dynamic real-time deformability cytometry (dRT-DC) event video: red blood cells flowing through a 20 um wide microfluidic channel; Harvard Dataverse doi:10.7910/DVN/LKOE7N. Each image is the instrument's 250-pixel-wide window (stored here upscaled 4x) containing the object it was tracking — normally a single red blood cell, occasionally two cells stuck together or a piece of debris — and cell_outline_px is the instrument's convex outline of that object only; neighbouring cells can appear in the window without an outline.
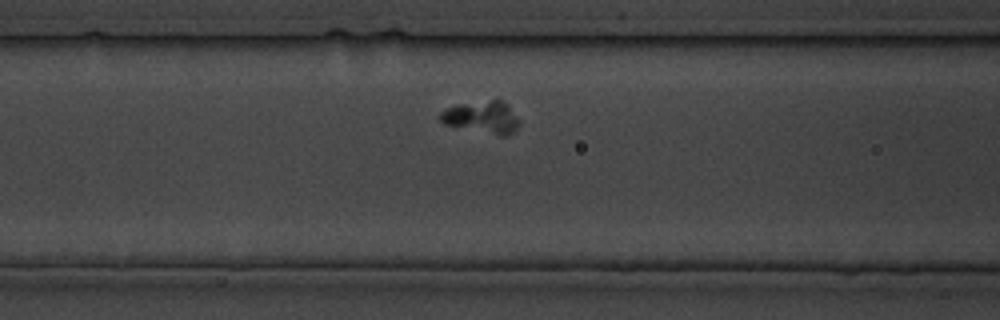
{"species": "common noctule bat (a hibernating species)", "species_latin": "Nyctalus noctula", "temperature_condition": "cold", "stored_images_in_passage": 27, "segment_of_instrument_passage": [2, 2], "camera_frame_rate_fps": 3000, "um_per_image_px": 0.085, "animal": {"sex": "male", "body_mass_g": 19.5, "forearm_length_mm": 54.6}, "frame": {"image": 1, "passage_image": 8, "time_ms": 8.667, "image_size_px": [1000, 320], "cell_outline_px": [[520, 124], [516, 132], [508, 136], [500, 136], [444, 124], [440, 120], [440, 112], [448, 108], [460, 104], [492, 100], [500, 100], [508, 104], [520, 120]], "centroid_in_image_um": [41.05, 9.99], "position_along_channel_um": 125.5, "area_um2": 14.91}}
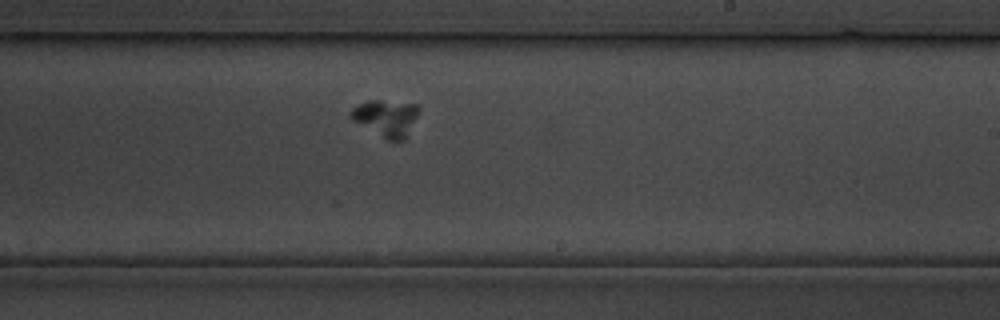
{"frame": {"image": 2, "passage_image": 15, "time_ms": 17.667, "image_size_px": [1000, 320], "cell_outline_px": [[420, 108], [404, 140], [384, 140], [352, 120], [348, 116], [348, 112], [352, 108], [368, 100], [380, 100], [416, 104]], "centroid_in_image_um": [32.76, 10.03], "position_along_channel_um": 256.2, "area_um2": 14.57}}
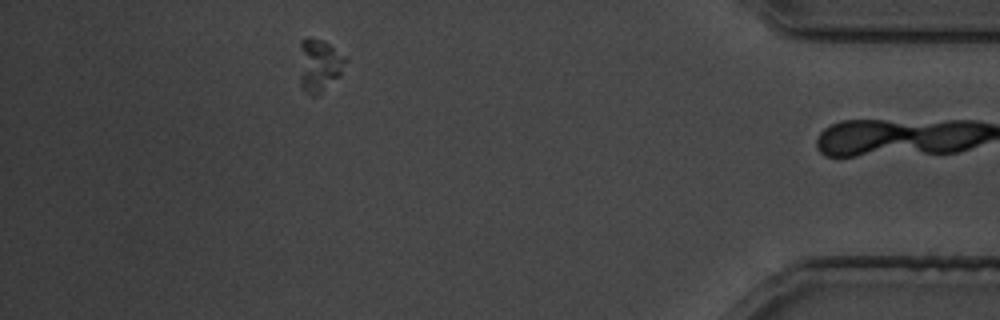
{"frame": {"image": 3, "passage_image": 26, "time_ms": 31.0, "image_size_px": [1000, 320], "cell_outline_px": [[348, 60], [340, 76], [316, 96], [312, 96], [304, 92], [300, 88], [300, 40], [308, 36], [320, 40], [328, 44], [348, 56]], "centroid_in_image_um": [27.14, 5.55], "position_along_channel_um": 408.1, "area_um2": 14.51}}